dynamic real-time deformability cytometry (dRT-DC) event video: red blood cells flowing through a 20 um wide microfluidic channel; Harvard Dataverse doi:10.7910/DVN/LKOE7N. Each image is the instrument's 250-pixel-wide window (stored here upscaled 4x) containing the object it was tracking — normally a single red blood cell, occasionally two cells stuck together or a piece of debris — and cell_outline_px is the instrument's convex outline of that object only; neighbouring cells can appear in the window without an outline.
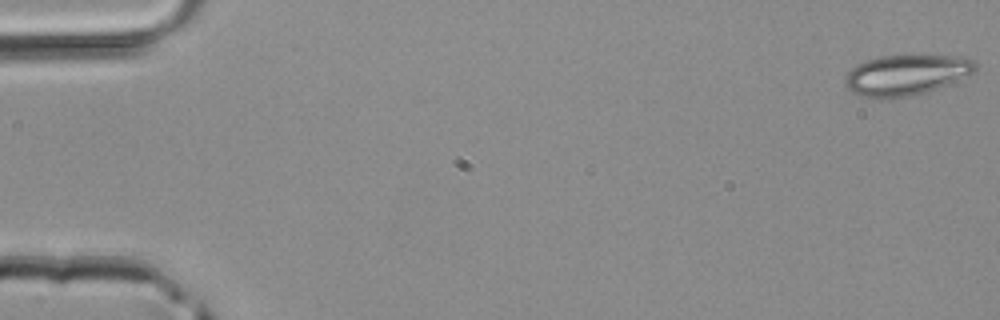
{"species": "common noctule bat (a hibernating species)", "species_latin": "Nyctalus noctula", "temperature_condition": "room temperature", "stored_images_in_passage": 4, "camera_frame_rate_fps": 3000, "um_per_image_px": 0.085, "animal": {"sex": "male", "body_mass_g": 20.4}, "frame": {"image": 1, "passage_image": 1, "time_ms": 0.0, "image_size_px": [1000, 320], "cell_outline_px": [[976, 72], [928, 92], [912, 96], [880, 100], [860, 96], [852, 92], [844, 84], [844, 80], [848, 72], [856, 64], [880, 56], [964, 56], [972, 60], [976, 64]], "centroid_in_image_um": [77.0, 6.4], "position_along_channel_um": 8.0, "area_um2": 30.98}}